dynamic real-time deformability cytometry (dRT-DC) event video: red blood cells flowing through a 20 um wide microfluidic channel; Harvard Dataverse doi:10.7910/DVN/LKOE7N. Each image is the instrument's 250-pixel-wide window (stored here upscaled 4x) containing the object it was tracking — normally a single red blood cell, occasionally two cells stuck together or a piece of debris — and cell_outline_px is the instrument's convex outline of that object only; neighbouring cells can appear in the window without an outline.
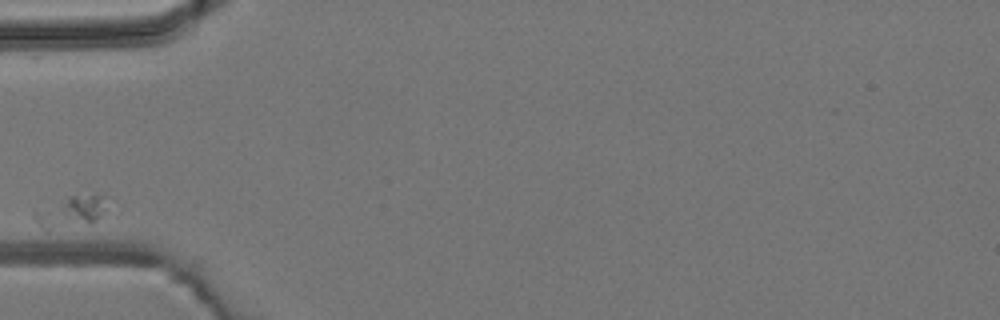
{"species": "common noctule bat (a hibernating species)", "species_latin": "Nyctalus noctula", "temperature_condition": "room temperature", "stored_images_in_passage": 6, "camera_frame_rate_fps": 3000, "um_per_image_px": 0.085, "animal": {"sex": "male", "body_mass_g": 19.2, "forearm_length_mm": 51.8}, "frame": {"image": 1, "passage_image": 1, "time_ms": 0.0, "image_size_px": [1000, 320], "cell_outline_px": [[104, 196], [100, 212], [96, 220], [92, 224], [48, 232], [32, 216], [32, 208], [68, 196]], "centroid_in_image_um": [5.81, 18.06], "position_along_channel_um": 79.2, "area_um2": 13.41}}
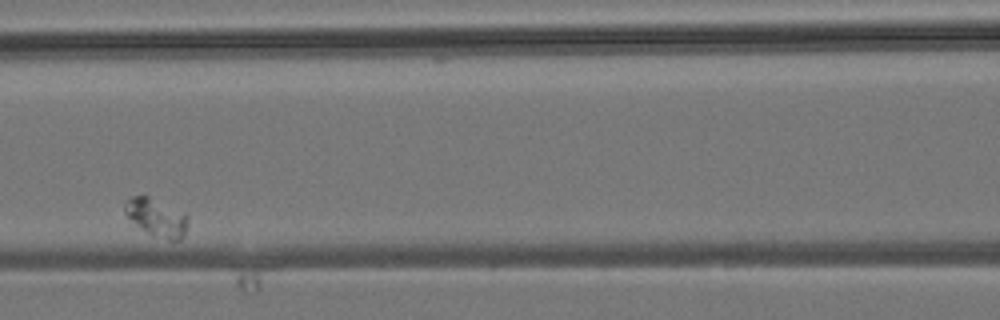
{"frame": {"image": 2, "passage_image": 3, "time_ms": 2.333, "image_size_px": [1000, 320], "cell_outline_px": [[188, 220], [184, 236], [180, 240], [168, 240], [152, 236], [140, 228], [124, 212], [124, 204], [132, 196], [148, 196], [188, 216]], "centroid_in_image_um": [13.3, 18.52], "position_along_channel_um": 153.3, "area_um2": 13.58}}
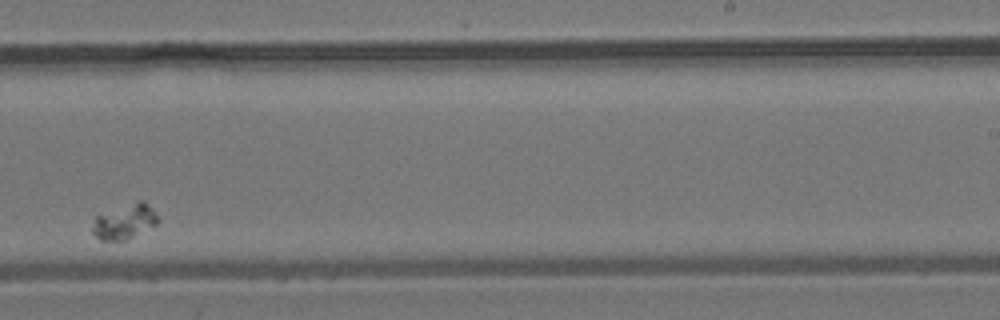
{"frame": {"image": 3, "passage_image": 6, "time_ms": 6.0, "image_size_px": [1000, 320], "cell_outline_px": [[160, 220], [156, 224], [124, 240], [100, 240], [92, 232], [92, 228], [96, 216], [140, 200], [144, 200], [156, 212]], "centroid_in_image_um": [10.62, 18.83], "position_along_channel_um": 278.4, "area_um2": 12.89}}